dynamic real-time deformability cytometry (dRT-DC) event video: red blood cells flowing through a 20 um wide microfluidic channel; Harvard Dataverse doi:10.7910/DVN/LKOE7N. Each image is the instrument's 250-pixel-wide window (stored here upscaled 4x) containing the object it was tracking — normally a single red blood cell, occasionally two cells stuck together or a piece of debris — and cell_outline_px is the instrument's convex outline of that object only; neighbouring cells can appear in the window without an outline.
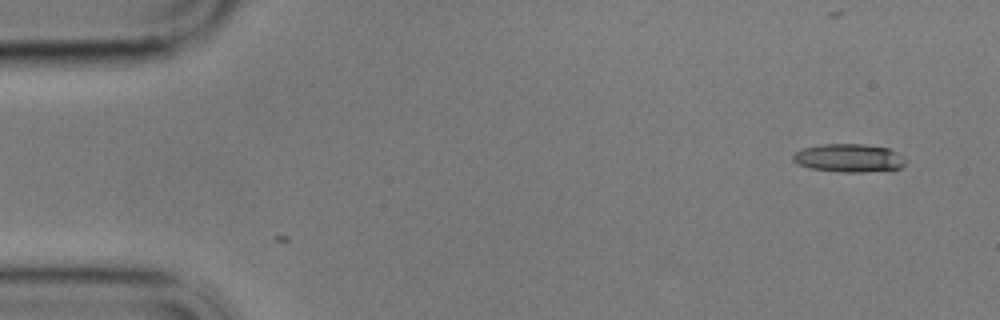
{"species": "common noctule bat (a hibernating species)", "species_latin": "Nyctalus noctula", "temperature_condition": "cold", "stored_images_in_passage": 3, "camera_frame_rate_fps": 3000, "um_per_image_px": 0.085, "animal": {"sex": "male", "body_mass_g": 17.9}, "frame": {"image": 1, "passage_image": 3, "time_ms": 0.667, "image_size_px": [1000, 320], "cell_outline_px": [[908, 160], [900, 168], [892, 172], [840, 172], [808, 168], [796, 164], [792, 160], [792, 156], [796, 152], [804, 148], [820, 144], [864, 144], [888, 148], [904, 156]], "centroid_in_image_um": [72.21, 13.45], "position_along_channel_um": 12.8, "area_um2": 19.07}}